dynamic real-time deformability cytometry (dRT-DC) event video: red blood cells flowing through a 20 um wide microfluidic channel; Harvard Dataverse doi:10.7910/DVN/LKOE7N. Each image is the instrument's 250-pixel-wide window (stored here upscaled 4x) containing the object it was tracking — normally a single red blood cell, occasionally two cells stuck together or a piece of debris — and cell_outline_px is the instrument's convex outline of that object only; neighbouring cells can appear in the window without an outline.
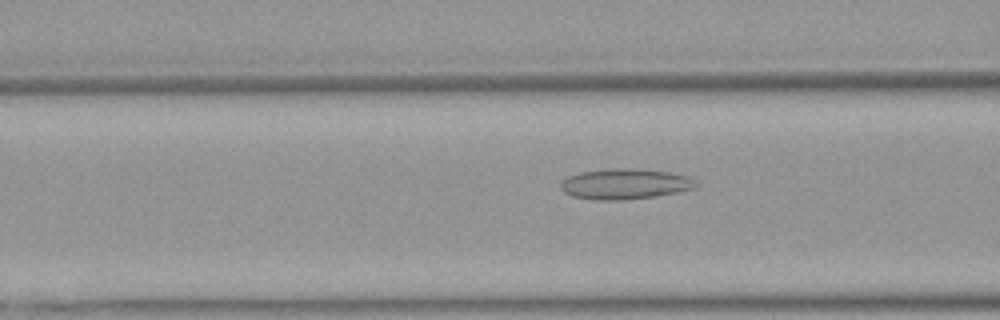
{"species": "Egyptian fruit bat (a non-hibernating species)", "species_latin": "Rousettus aegyptiacus", "temperature_condition": "warm", "stored_images_in_passage": 32, "camera_frame_rate_fps": 3000, "um_per_image_px": 0.085, "animal": {"sex": "female"}, "frame": {"image": 1, "passage_image": 4, "time_ms": 1.0, "image_size_px": [1000, 320], "cell_outline_px": [[700, 184], [696, 188], [656, 196], [624, 200], [592, 200], [572, 196], [564, 192], [560, 188], [560, 184], [568, 176], [580, 172], [612, 168], [636, 168], [668, 172], [688, 176], [696, 180]], "centroid_in_image_um": [53.14, 15.64], "position_along_channel_um": 113.5, "area_um2": 24.28}}
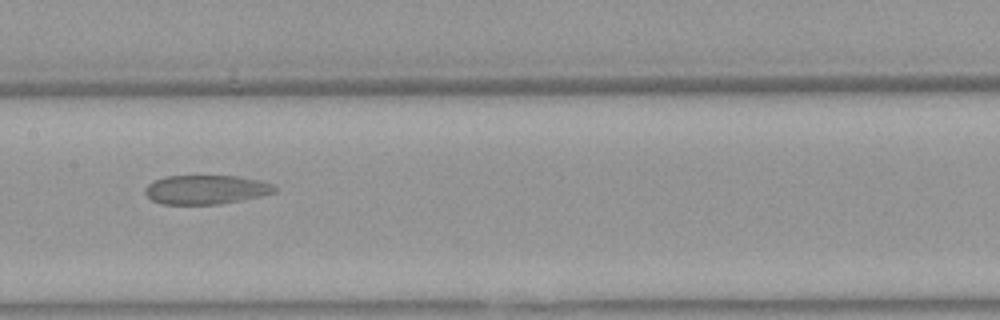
{"frame": {"image": 2, "passage_image": 10, "time_ms": 3.0, "image_size_px": [1000, 320], "cell_outline_px": [[276, 192], [260, 196], [220, 204], [160, 204], [152, 200], [144, 192], [144, 188], [148, 184], [164, 176], [240, 176], [260, 180], [272, 184], [276, 188]], "centroid_in_image_um": [17.5, 16.11], "position_along_channel_um": 189.9, "area_um2": 21.96}}
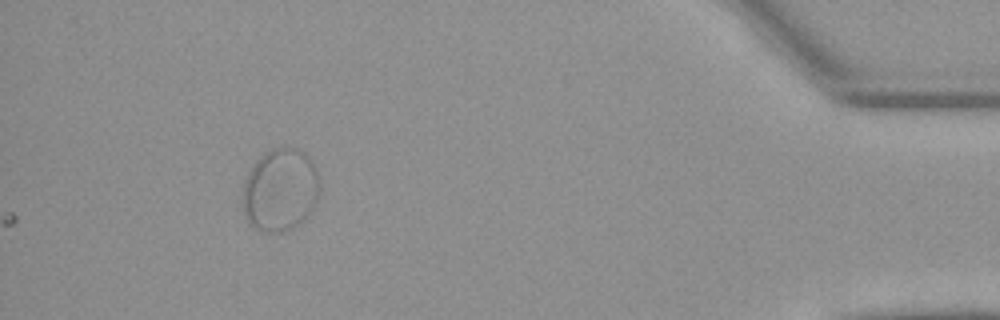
{"frame": {"image": 3, "passage_image": 32, "time_ms": 10.333, "image_size_px": [1000, 320], "cell_outline_px": [[320, 192], [316, 204], [312, 212], [304, 220], [292, 228], [284, 232], [264, 232], [256, 228], [248, 220], [244, 212], [244, 180], [252, 164], [264, 152], [272, 148], [300, 148], [312, 160], [320, 176]], "centroid_in_image_um": [23.87, 16.12], "position_along_channel_um": 411.3, "area_um2": 37.63}}